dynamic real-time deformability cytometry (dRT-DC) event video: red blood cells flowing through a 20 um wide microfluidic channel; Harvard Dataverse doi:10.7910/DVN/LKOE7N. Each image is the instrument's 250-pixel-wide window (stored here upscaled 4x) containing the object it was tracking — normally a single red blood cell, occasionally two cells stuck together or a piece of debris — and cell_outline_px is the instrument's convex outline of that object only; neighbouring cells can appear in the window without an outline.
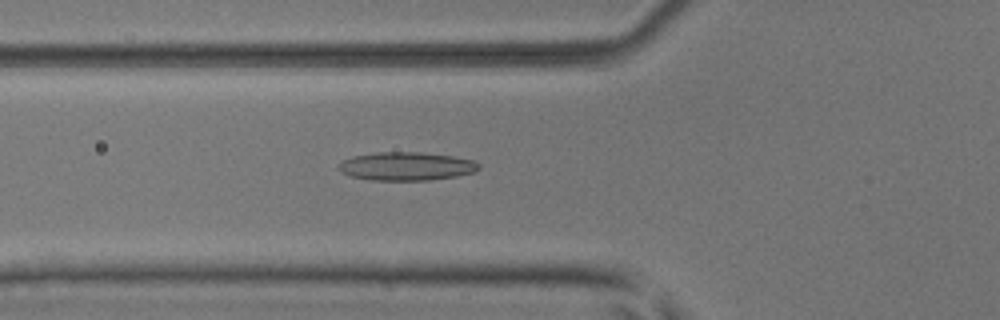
{"species": "common noctule bat (a hibernating species)", "species_latin": "Nyctalus noctula", "temperature_condition": "room temperature", "stored_images_in_passage": 51, "camera_frame_rate_fps": 3000, "um_per_image_px": 0.085, "animal": {"sex": "male", "body_mass_g": 17.9, "forearm_length_mm": 54.2}, "frame": {"image": 1, "passage_image": 19, "time_ms": 6.0, "image_size_px": [1000, 320], "cell_outline_px": [[480, 168], [476, 172], [456, 176], [428, 180], [372, 180], [352, 176], [340, 172], [336, 168], [336, 164], [352, 156], [376, 152], [420, 152], [452, 156], [476, 160], [480, 164]], "centroid_in_image_um": [34.54, 14.12], "position_along_channel_um": 91.3, "area_um2": 23.41}}
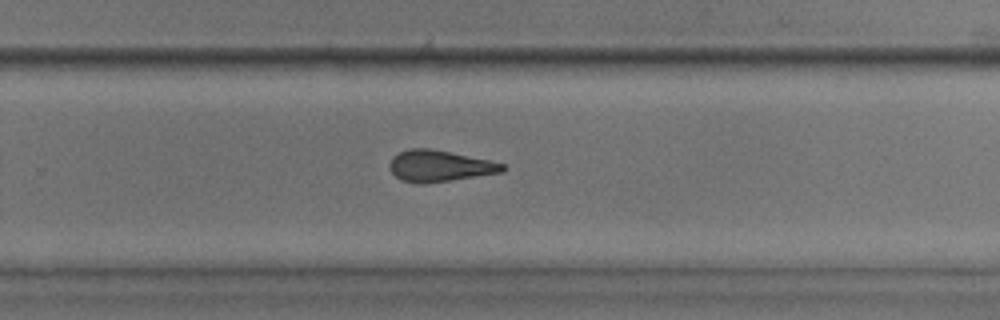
{"frame": {"image": 2, "passage_image": 34, "time_ms": 11.0, "image_size_px": [1000, 320], "cell_outline_px": [[504, 172], [424, 184], [416, 184], [400, 180], [388, 168], [388, 164], [392, 156], [408, 148], [428, 148], [492, 160], [504, 164]], "centroid_in_image_um": [37.33, 14.11], "position_along_channel_um": 292.5, "area_um2": 20.81}}
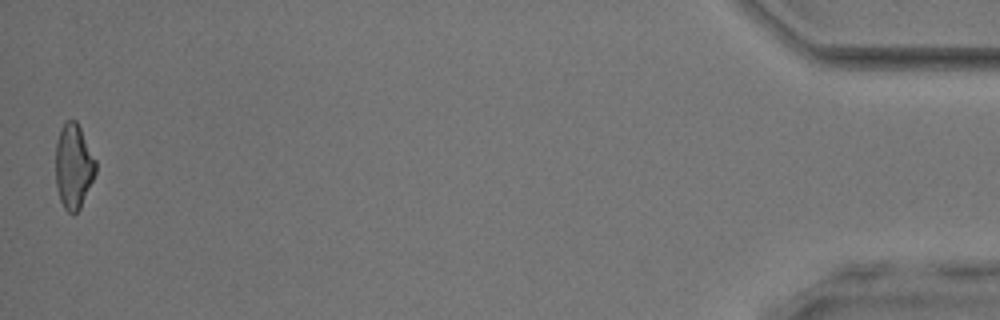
{"frame": {"image": 3, "passage_image": 51, "time_ms": 16.667, "image_size_px": [1000, 320], "cell_outline_px": [[96, 172], [80, 208], [72, 216], [64, 208], [60, 200], [56, 184], [56, 144], [60, 128], [64, 120], [76, 120], [96, 160]], "centroid_in_image_um": [6.24, 14.13], "position_along_channel_um": 429.0, "area_um2": 19.77}, "authors_computed_cell_mechanics": {"area_um2": 21.3282, "velocity_mm_per_s": 4.0336, "shape_relaxation_time_tau1_ms": null, "shape_relaxation_time_tau2_ms": 4.2273, "deformation_change_tau1": null, "deformation_change_tau2": 0.1602}}